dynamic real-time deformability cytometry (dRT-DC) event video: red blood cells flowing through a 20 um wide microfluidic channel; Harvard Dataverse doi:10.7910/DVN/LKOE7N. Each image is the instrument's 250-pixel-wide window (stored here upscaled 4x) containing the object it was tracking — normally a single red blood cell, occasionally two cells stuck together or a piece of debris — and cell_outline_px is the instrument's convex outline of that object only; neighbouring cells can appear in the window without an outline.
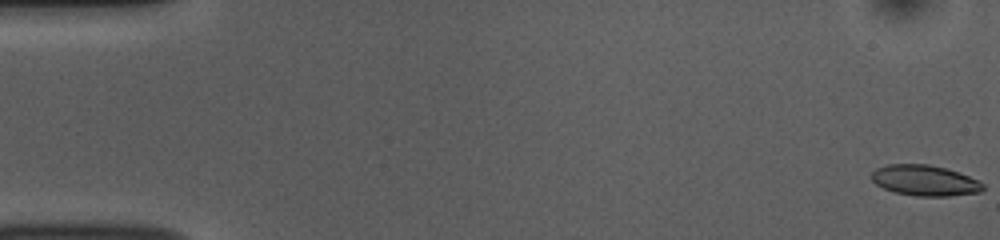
{"species": "common noctule bat (a hibernating species)", "species_latin": "Nyctalus noctula", "temperature_condition": "room temperature", "stored_images_in_passage": 53, "camera_frame_rate_fps": 3000, "um_per_image_px": 0.085, "animal": {"sex": "female", "body_mass_g": 10.0, "forearm_length_mm": 53.1}, "frame": {"image": 1, "passage_image": 1, "time_ms": 0.0, "image_size_px": [1000, 240], "cell_outline_px": [[984, 188], [980, 192], [948, 196], [916, 196], [896, 192], [884, 188], [876, 184], [872, 180], [872, 172], [876, 168], [888, 164], [928, 164], [960, 172], [984, 184]], "centroid_in_image_um": [78.6, 15.33], "position_along_channel_um": 6.4, "area_um2": 19.77}}
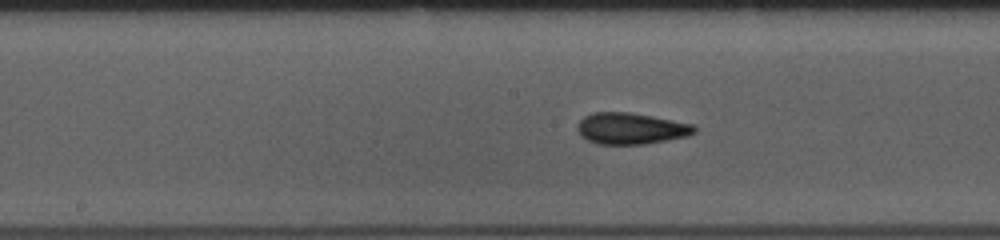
{"frame": {"image": 2, "passage_image": 27, "time_ms": 8.667, "image_size_px": [1000, 240], "cell_outline_px": [[696, 132], [688, 136], [644, 144], [600, 144], [588, 140], [580, 136], [576, 128], [576, 124], [584, 116], [592, 112], [628, 112], [652, 116], [696, 124]], "centroid_in_image_um": [53.62, 10.91], "position_along_channel_um": 194.6, "area_um2": 21.56}}
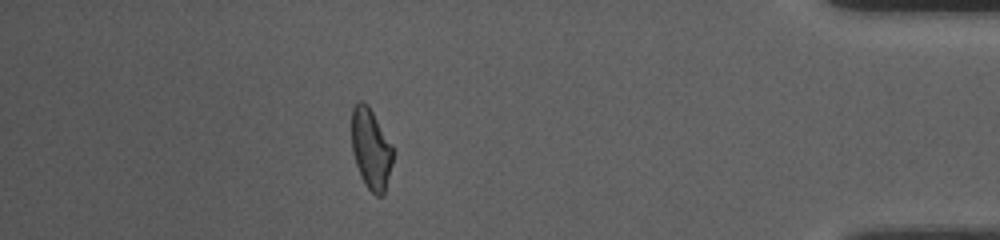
{"frame": {"image": 3, "passage_image": 47, "time_ms": 15.333, "image_size_px": [1000, 240], "cell_outline_px": [[392, 164], [384, 196], [376, 196], [364, 184], [360, 176], [352, 152], [352, 108], [360, 100], [368, 104], [392, 144]], "centroid_in_image_um": [31.53, 12.67], "position_along_channel_um": 403.7, "area_um2": 19.48}, "authors_computed_cell_mechanics": {"area_um2": 20.3456, "velocity_mm_per_s": 3.8104, "shape_relaxation_time_tau1_ms": 7.8976, "shape_relaxation_time_tau2_ms": 2.1224, "deformation_change_tau1": 0.176, "deformation_change_tau2": 0.0739}}